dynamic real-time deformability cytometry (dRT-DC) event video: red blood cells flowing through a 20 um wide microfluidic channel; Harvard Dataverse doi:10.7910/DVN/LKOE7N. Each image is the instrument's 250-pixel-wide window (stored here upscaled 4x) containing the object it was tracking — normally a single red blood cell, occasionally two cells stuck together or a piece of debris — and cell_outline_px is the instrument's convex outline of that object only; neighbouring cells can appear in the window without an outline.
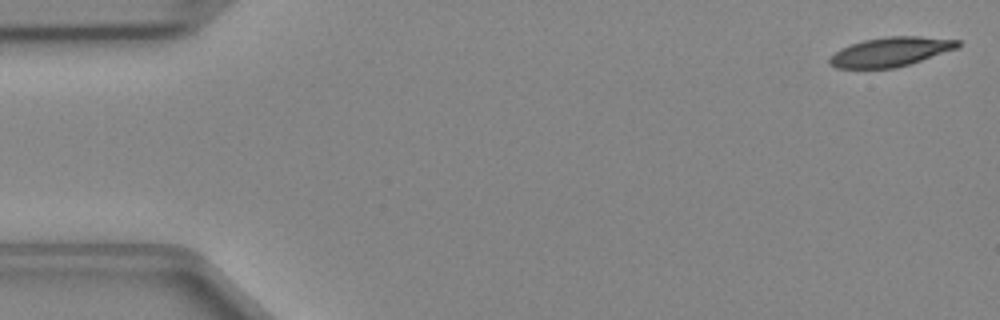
{"species": "Egyptian fruit bat (a non-hibernating species)", "species_latin": "Rousettus aegyptiacus", "temperature_condition": "cold", "stored_images_in_passage": 47, "camera_frame_rate_fps": 3000, "um_per_image_px": 0.085, "animal": {"sex": "female"}, "frame": {"image": 1, "passage_image": 1, "time_ms": 0.0, "image_size_px": [1000, 320], "cell_outline_px": [[960, 48], [896, 68], [836, 68], [828, 64], [828, 60], [840, 48], [864, 40], [888, 36], [920, 36], [960, 40]], "centroid_in_image_um": [75.73, 4.4], "position_along_channel_um": 9.3, "area_um2": 21.91}}
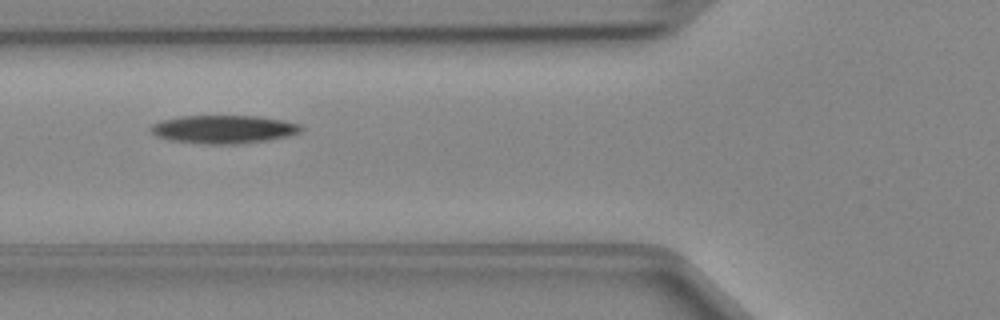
{"frame": {"image": 2, "passage_image": 17, "time_ms": 5.333, "image_size_px": [1000, 320], "cell_outline_px": [[304, 128], [300, 132], [288, 136], [240, 144], [204, 144], [172, 140], [156, 136], [148, 128], [152, 124], [160, 120], [184, 116], [256, 116], [280, 120], [300, 124]], "centroid_in_image_um": [18.98, 10.99], "position_along_channel_um": 106.8, "area_um2": 24.57}}
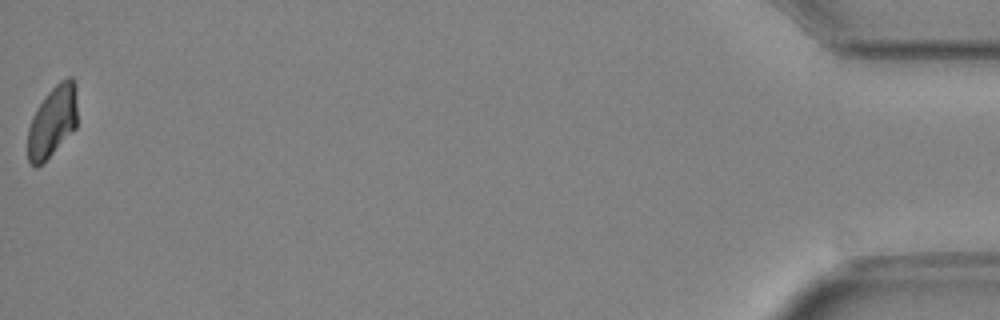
{"frame": {"image": 3, "passage_image": 47, "time_ms": 15.333, "image_size_px": [1000, 320], "cell_outline_px": [[76, 128], [44, 164], [36, 168], [28, 160], [28, 128], [32, 116], [36, 108], [44, 96], [60, 80], [68, 76], [72, 76], [76, 84]], "centroid_in_image_um": [4.45, 10.34], "position_along_channel_um": 430.7, "area_um2": 20.98}}